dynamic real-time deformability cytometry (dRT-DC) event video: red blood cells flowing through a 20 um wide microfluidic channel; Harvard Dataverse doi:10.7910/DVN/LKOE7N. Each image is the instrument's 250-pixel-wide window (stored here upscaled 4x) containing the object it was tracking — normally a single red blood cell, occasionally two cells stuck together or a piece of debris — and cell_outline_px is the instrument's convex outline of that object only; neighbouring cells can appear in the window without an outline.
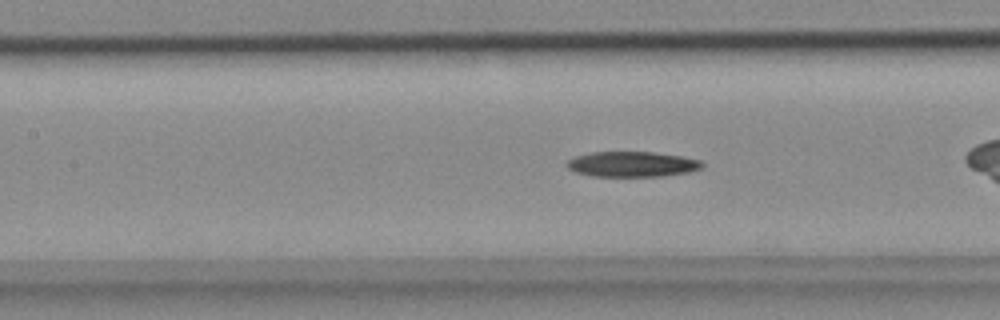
{"species": "common noctule bat (a hibernating species)", "species_latin": "Nyctalus noctula", "temperature_condition": "cold", "stored_images_in_passage": 32, "camera_frame_rate_fps": 3000, "um_per_image_px": 0.085, "animal": {"sex": "female", "body_mass_g": 18.4}, "frame": {"image": 1, "passage_image": 9, "time_ms": 2.667, "image_size_px": [1000, 320], "cell_outline_px": [[704, 168], [688, 172], [660, 176], [592, 176], [576, 172], [568, 168], [564, 164], [568, 160], [576, 156], [588, 152], [652, 152], [684, 156], [700, 160], [704, 164]], "centroid_in_image_um": [53.74, 13.95], "position_along_channel_um": 153.7, "area_um2": 20.06}}
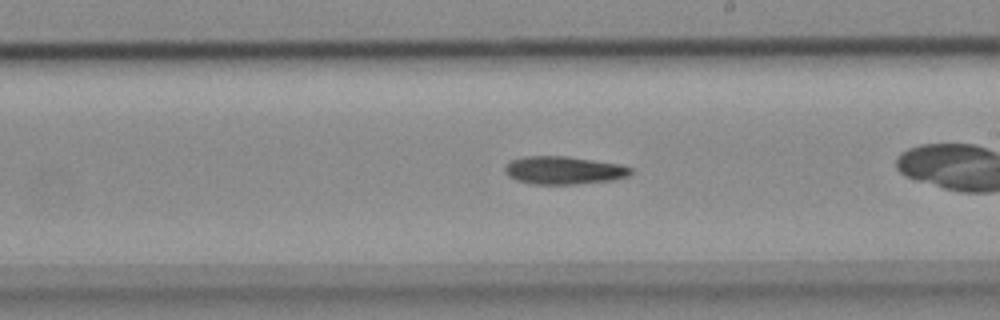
{"frame": {"image": 2, "passage_image": 16, "time_ms": 5.0, "image_size_px": [1000, 320], "cell_outline_px": [[632, 172], [628, 176], [612, 180], [576, 184], [532, 184], [516, 180], [508, 176], [504, 172], [504, 168], [512, 160], [528, 156], [568, 156], [620, 164], [632, 168]], "centroid_in_image_um": [47.92, 14.48], "position_along_channel_um": 241.1, "area_um2": 20.46}}
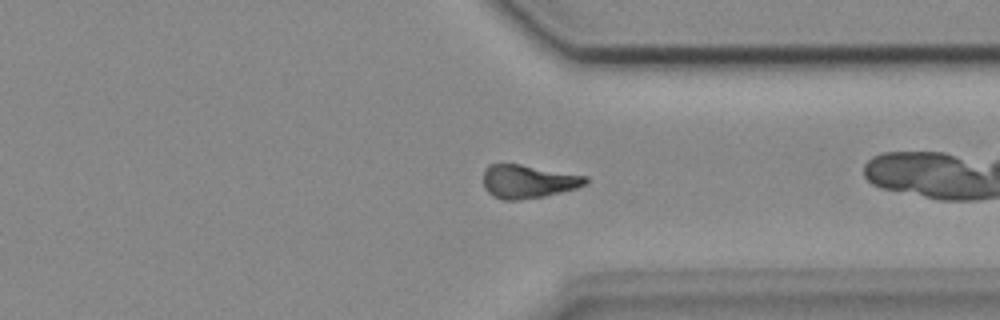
{"frame": {"image": 3, "passage_image": 26, "time_ms": 8.333, "image_size_px": [1000, 320], "cell_outline_px": [[588, 184], [576, 188], [544, 196], [516, 200], [504, 200], [492, 196], [484, 188], [484, 168], [488, 164], [520, 164], [588, 176]], "centroid_in_image_um": [44.88, 15.42], "position_along_channel_um": 366.5, "area_um2": 19.94}}